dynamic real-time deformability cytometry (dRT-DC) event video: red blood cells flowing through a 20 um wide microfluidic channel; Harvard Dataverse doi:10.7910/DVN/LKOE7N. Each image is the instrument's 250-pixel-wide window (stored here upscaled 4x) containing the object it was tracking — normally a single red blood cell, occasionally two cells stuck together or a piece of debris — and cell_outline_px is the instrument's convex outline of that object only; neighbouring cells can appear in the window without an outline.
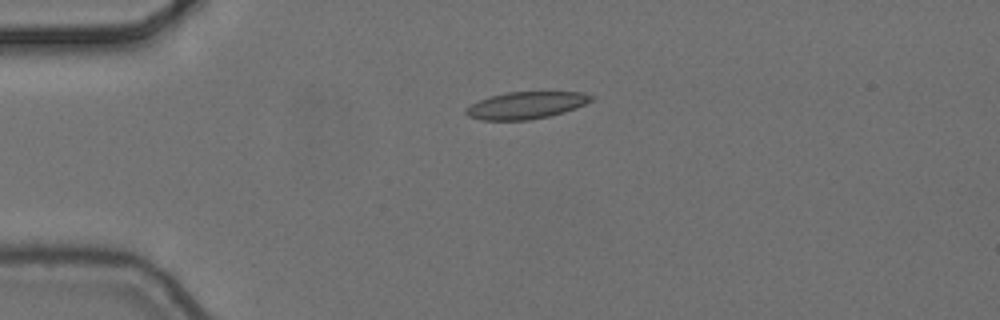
{"species": "common noctule bat (a hibernating species)", "species_latin": "Nyctalus noctula", "temperature_condition": "cold", "stored_images_in_passage": 6, "camera_frame_rate_fps": 3000, "um_per_image_px": 0.085, "animal": {"sex": "female", "body_mass_g": 24.6, "forearm_length_mm": 56.2}, "frame": {"image": 1, "passage_image": 4, "time_ms": 1.0, "image_size_px": [1000, 320], "cell_outline_px": [[596, 96], [592, 100], [576, 108], [564, 112], [548, 116], [528, 120], [480, 120], [468, 116], [464, 112], [464, 108], [488, 96], [508, 92], [584, 92]], "centroid_in_image_um": [44.71, 8.94], "position_along_channel_um": 40.3, "area_um2": 19.83}}
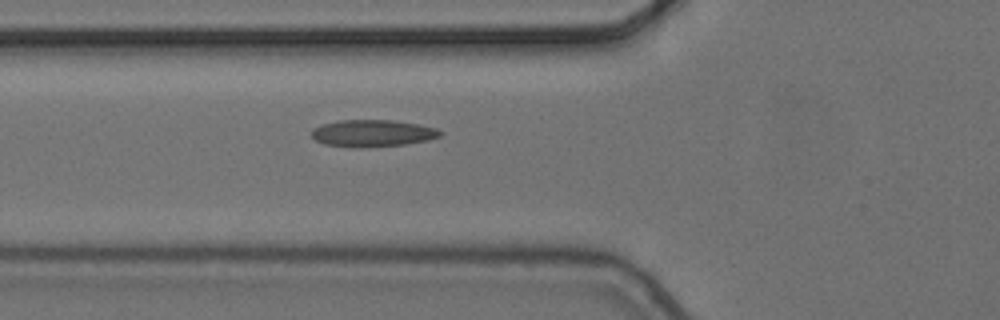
{"frame": {"image": 2, "passage_image": 6, "time_ms": 1.667, "image_size_px": [1000, 320], "cell_outline_px": [[444, 132], [440, 136], [428, 140], [404, 144], [360, 148], [352, 148], [324, 144], [316, 140], [312, 136], [312, 128], [324, 124], [340, 120], [392, 120], [416, 124], [436, 128]], "centroid_in_image_um": [31.66, 11.33], "position_along_channel_um": 94.1, "area_um2": 20.17}}